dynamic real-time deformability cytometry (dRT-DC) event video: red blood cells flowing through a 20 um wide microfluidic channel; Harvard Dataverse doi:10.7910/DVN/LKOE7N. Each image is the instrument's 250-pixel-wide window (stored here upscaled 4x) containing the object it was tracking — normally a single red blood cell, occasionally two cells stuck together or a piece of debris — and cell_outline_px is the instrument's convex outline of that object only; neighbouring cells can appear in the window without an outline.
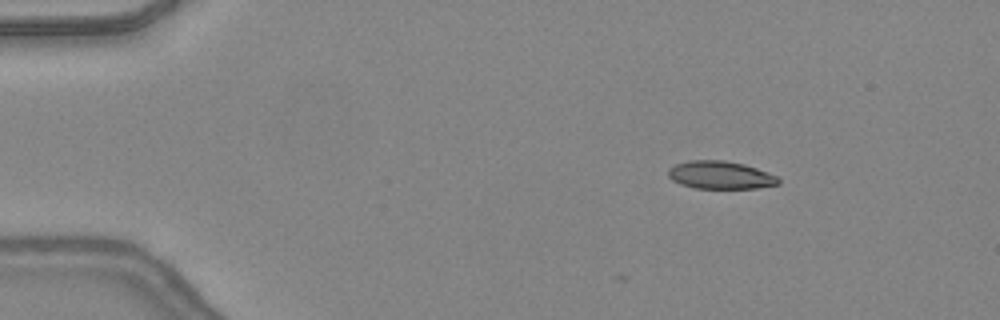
{"species": "common noctule bat (a hibernating species)", "species_latin": "Nyctalus noctula", "temperature_condition": "warm", "stored_images_in_passage": 12, "camera_frame_rate_fps": 3000, "um_per_image_px": 0.085, "animal": {"sex": "female", "body_mass_g": 24.6, "forearm_length_mm": 56.2}, "frame": {"image": 1, "passage_image": 1, "time_ms": 0.0, "image_size_px": [1000, 320], "cell_outline_px": [[780, 184], [756, 188], [696, 188], [680, 184], [672, 180], [668, 176], [668, 168], [676, 164], [688, 160], [724, 160], [744, 164], [756, 168], [776, 176], [780, 180]], "centroid_in_image_um": [61.21, 14.87], "position_along_channel_um": 23.8, "area_um2": 17.86}}
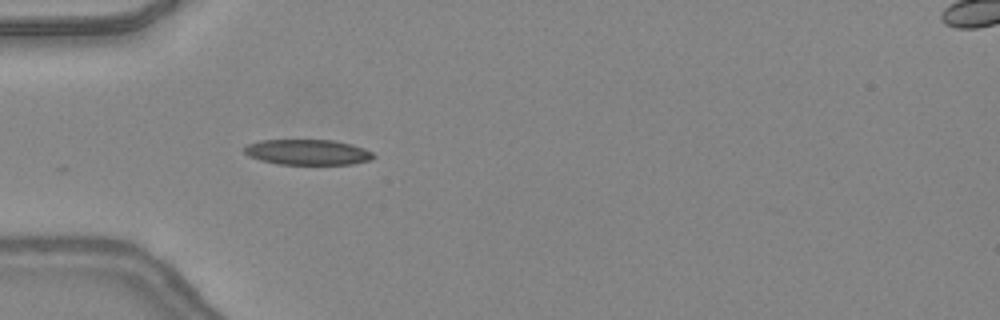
{"frame": {"image": 2, "passage_image": 9, "time_ms": 2.667, "image_size_px": [1000, 320], "cell_outline_px": [[376, 156], [372, 160], [352, 164], [276, 164], [260, 160], [248, 156], [244, 152], [244, 148], [248, 144], [260, 140], [332, 140], [352, 144], [364, 148], [372, 152]], "centroid_in_image_um": [26.16, 12.93], "position_along_channel_um": 58.8, "area_um2": 19.25}}
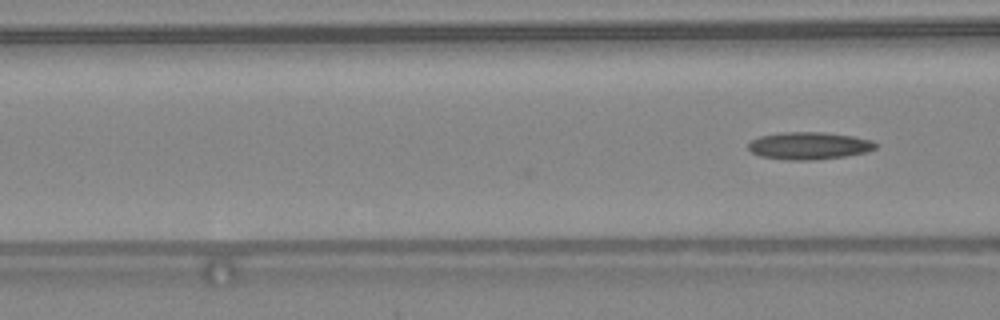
{"frame": {"image": 3, "passage_image": 12, "time_ms": 3.667, "image_size_px": [1000, 320], "cell_outline_px": [[880, 144], [876, 148], [868, 152], [844, 156], [816, 160], [784, 160], [760, 156], [752, 152], [748, 148], [748, 144], [752, 140], [760, 136], [780, 132], [824, 132], [852, 136], [872, 140]], "centroid_in_image_um": [68.79, 12.39], "position_along_channel_um": 97.8, "area_um2": 20.52}}